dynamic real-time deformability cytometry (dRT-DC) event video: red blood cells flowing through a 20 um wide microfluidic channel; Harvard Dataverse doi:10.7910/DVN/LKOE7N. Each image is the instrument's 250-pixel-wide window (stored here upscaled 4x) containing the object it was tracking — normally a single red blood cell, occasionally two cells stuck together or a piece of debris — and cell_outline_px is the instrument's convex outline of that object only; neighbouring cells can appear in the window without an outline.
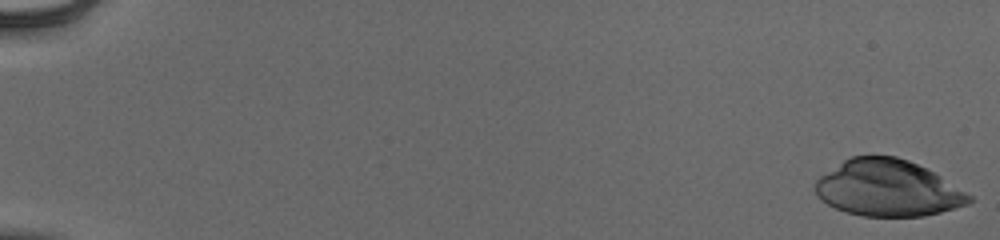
{"species": "human", "species_latin": "Homo sapiens", "temperature_condition": "cold", "stored_images_in_passage": 50, "camera_frame_rate_fps": 3000, "um_per_image_px": 0.085, "donor": {"sex": "male"}, "frame": {"image": 1, "passage_image": 1, "time_ms": 0.0, "image_size_px": [1000, 240], "cell_outline_px": [[976, 200], [968, 204], [940, 212], [924, 216], [864, 216], [844, 212], [820, 200], [816, 196], [812, 188], [816, 180], [820, 176], [844, 160], [852, 156], [896, 156], [908, 160], [940, 176], [972, 196]], "centroid_in_image_um": [75.43, 16.01], "position_along_channel_um": 9.6, "area_um2": 50.46}}
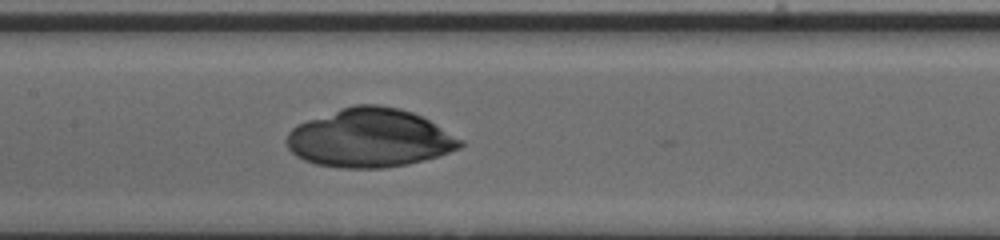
{"frame": {"image": 2, "passage_image": 29, "time_ms": 9.333, "image_size_px": [1000, 240], "cell_outline_px": [[464, 144], [460, 148], [424, 160], [408, 164], [384, 168], [340, 168], [316, 164], [304, 160], [296, 156], [288, 148], [284, 140], [288, 132], [296, 124], [340, 108], [352, 104], [376, 104], [400, 108], [412, 112], [428, 120], [464, 140]], "centroid_in_image_um": [31.39, 11.73], "position_along_channel_um": 176.0, "area_um2": 59.53}}
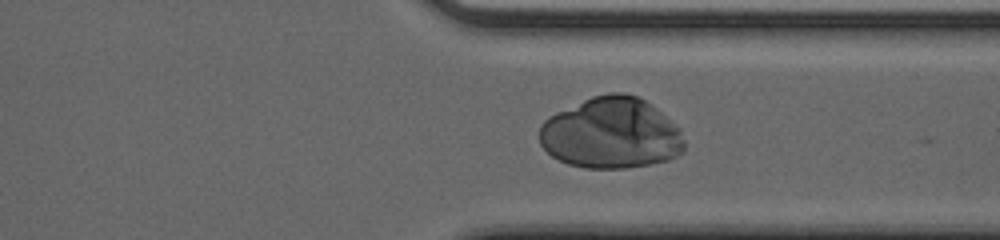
{"frame": {"image": 3, "passage_image": 43, "time_ms": 14.0, "image_size_px": [1000, 240], "cell_outline_px": [[684, 152], [668, 160], [648, 164], [624, 168], [584, 168], [568, 164], [552, 156], [540, 144], [540, 124], [544, 120], [556, 112], [592, 96], [612, 92], [624, 92], [640, 96], [656, 108], [680, 128], [684, 140]], "centroid_in_image_um": [51.96, 11.31], "position_along_channel_um": 359.4, "area_um2": 60.29}}